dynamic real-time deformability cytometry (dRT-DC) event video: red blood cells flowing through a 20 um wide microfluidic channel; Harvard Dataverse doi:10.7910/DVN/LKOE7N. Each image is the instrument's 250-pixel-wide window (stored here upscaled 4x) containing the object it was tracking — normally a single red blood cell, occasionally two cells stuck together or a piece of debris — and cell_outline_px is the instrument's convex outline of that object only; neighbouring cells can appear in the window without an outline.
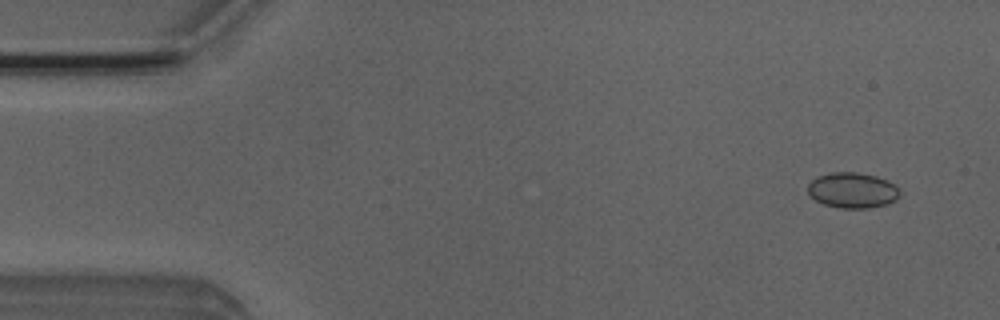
{"species": "Egyptian fruit bat (a non-hibernating species)", "species_latin": "Rousettus aegyptiacus", "temperature_condition": "room temperature", "stored_images_in_passage": 6, "camera_frame_rate_fps": 3000, "um_per_image_px": 0.085, "animal": {"sex": "male"}, "frame": {"image": 1, "passage_image": 2, "time_ms": 1.0, "image_size_px": [1000, 320], "cell_outline_px": [[900, 196], [896, 200], [888, 204], [868, 208], [840, 208], [824, 204], [816, 200], [808, 192], [808, 184], [812, 180], [820, 176], [832, 172], [856, 172], [876, 176], [888, 180], [900, 192]], "centroid_in_image_um": [72.48, 16.18], "position_along_channel_um": 12.5, "area_um2": 18.9}}
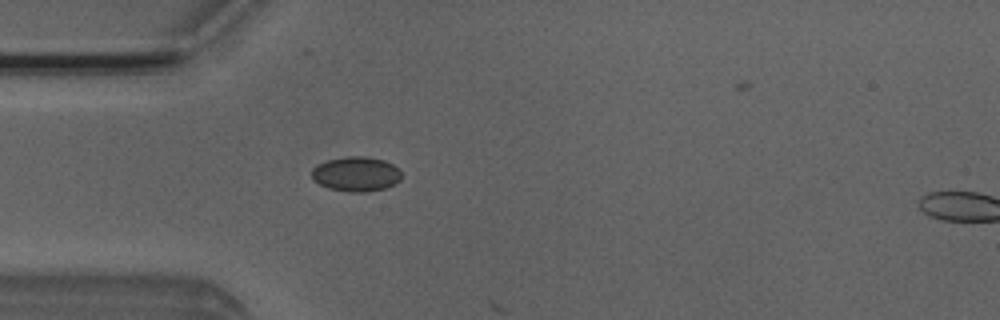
{"frame": {"image": 2, "passage_image": 5, "time_ms": 4.667, "image_size_px": [1000, 320], "cell_outline_px": [[400, 180], [396, 184], [384, 188], [368, 192], [348, 192], [328, 188], [312, 180], [312, 168], [316, 164], [328, 160], [344, 156], [368, 156], [384, 160], [392, 164], [400, 172]], "centroid_in_image_um": [30.24, 14.79], "position_along_channel_um": 54.8, "area_um2": 18.32}}